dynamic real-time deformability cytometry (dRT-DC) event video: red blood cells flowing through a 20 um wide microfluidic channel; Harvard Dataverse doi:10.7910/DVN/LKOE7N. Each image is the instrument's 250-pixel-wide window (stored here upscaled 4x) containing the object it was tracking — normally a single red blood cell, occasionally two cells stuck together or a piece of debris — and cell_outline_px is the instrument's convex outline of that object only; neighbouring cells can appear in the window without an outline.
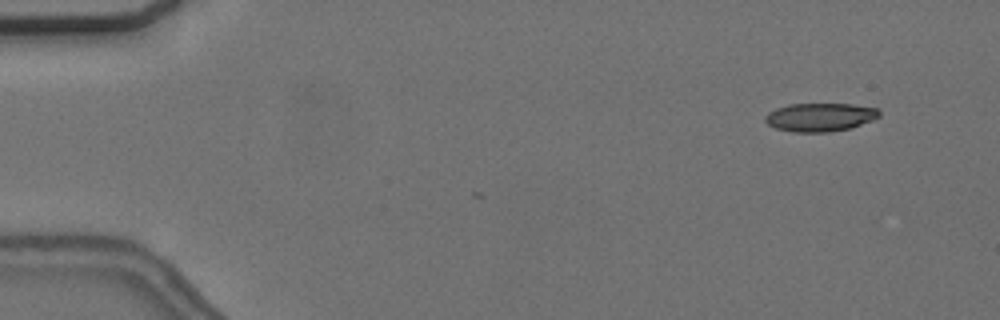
{"species": "common noctule bat (a hibernating species)", "species_latin": "Nyctalus noctula", "temperature_condition": "cold", "stored_images_in_passage": 5, "camera_frame_rate_fps": 3000, "um_per_image_px": 0.085, "animal": {"sex": "female", "body_mass_g": 24.6, "forearm_length_mm": 56.2}, "frame": {"image": 1, "passage_image": 1, "time_ms": 0.0, "image_size_px": [1000, 320], "cell_outline_px": [[880, 116], [872, 120], [852, 128], [828, 132], [792, 132], [776, 128], [768, 124], [764, 120], [764, 116], [768, 112], [776, 108], [788, 104], [852, 104], [876, 108], [880, 112]], "centroid_in_image_um": [69.69, 9.96], "position_along_channel_um": 15.3, "area_um2": 18.96}}